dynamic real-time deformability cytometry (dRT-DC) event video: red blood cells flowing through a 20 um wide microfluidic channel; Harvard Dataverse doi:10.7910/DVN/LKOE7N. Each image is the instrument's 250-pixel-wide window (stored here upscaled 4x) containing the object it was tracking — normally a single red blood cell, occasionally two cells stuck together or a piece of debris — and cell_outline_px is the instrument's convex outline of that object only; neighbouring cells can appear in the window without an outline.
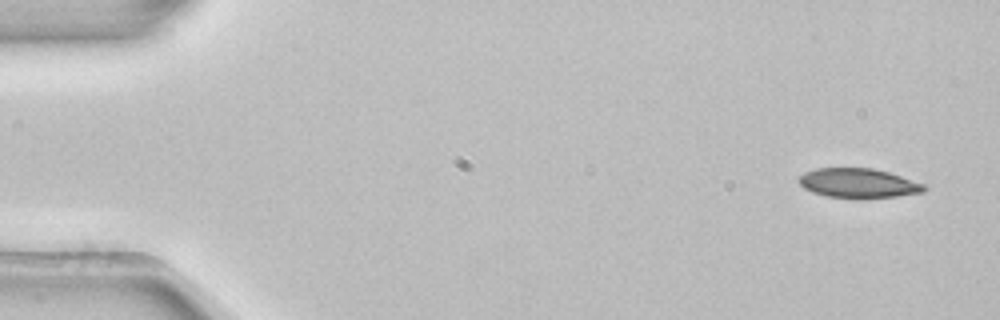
{"species": "common noctule bat (a hibernating species)", "species_latin": "Nyctalus noctula", "temperature_condition": "room temperature", "stored_images_in_passage": 6, "camera_frame_rate_fps": 3000, "um_per_image_px": 0.085, "animal": {"sex": "female", "body_mass_g": 22.7, "forearm_length_mm": 54.2}, "frame": {"image": 1, "passage_image": 1, "time_ms": 0.0, "image_size_px": [1000, 320], "cell_outline_px": [[924, 192], [868, 200], [860, 200], [828, 196], [812, 192], [804, 188], [796, 180], [804, 172], [816, 168], [872, 168], [888, 172], [924, 184]], "centroid_in_image_um": [72.92, 15.59], "position_along_channel_um": 12.1, "area_um2": 21.85}}
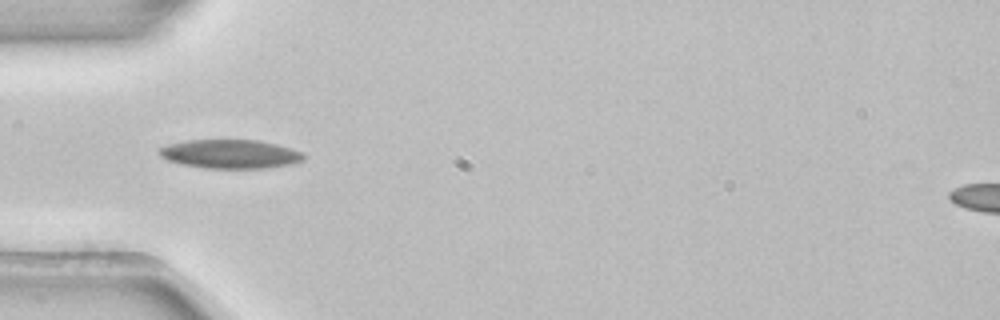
{"frame": {"image": 2, "passage_image": 5, "time_ms": 1.333, "image_size_px": [1000, 320], "cell_outline_px": [[304, 160], [292, 164], [264, 168], [204, 168], [180, 164], [168, 160], [160, 156], [160, 148], [172, 144], [188, 140], [260, 140], [276, 144], [300, 152], [304, 156]], "centroid_in_image_um": [19.58, 13.1], "position_along_channel_um": 65.4, "area_um2": 23.99}}